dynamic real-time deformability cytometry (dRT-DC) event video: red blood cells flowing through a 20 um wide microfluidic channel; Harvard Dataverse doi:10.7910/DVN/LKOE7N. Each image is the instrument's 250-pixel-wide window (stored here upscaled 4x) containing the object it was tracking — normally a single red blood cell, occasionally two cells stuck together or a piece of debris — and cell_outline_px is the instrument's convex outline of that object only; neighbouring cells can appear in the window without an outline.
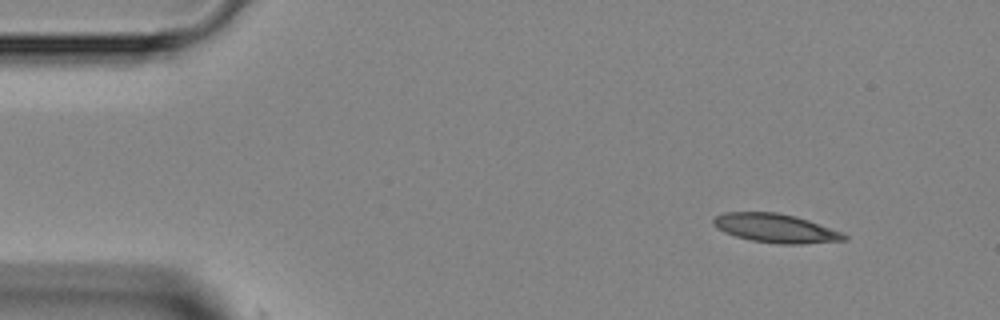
{"species": "Egyptian fruit bat (a non-hibernating species)", "species_latin": "Rousettus aegyptiacus", "temperature_condition": "room temperature", "stored_images_in_passage": 4, "camera_frame_rate_fps": 3000, "um_per_image_px": 0.085, "animal": {"sex": "female"}, "frame": {"image": 1, "passage_image": 1, "time_ms": 0.0, "image_size_px": [1000, 320], "cell_outline_px": [[848, 240], [800, 244], [776, 244], [752, 240], [736, 236], [724, 232], [716, 228], [712, 224], [712, 220], [716, 216], [724, 212], [776, 212], [796, 216], [844, 232], [848, 236]], "centroid_in_image_um": [65.95, 19.4], "position_along_channel_um": 19.1, "area_um2": 22.14}}
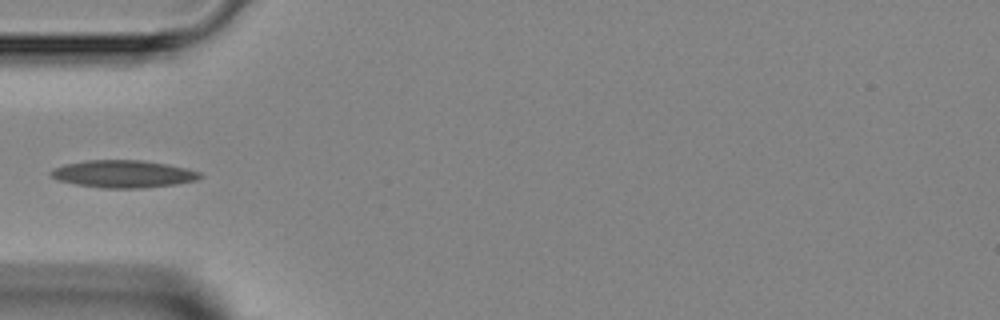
{"frame": {"image": 2, "passage_image": 4, "time_ms": 3.333, "image_size_px": [1000, 320], "cell_outline_px": [[204, 176], [196, 180], [176, 184], [140, 188], [100, 188], [76, 184], [56, 180], [48, 172], [52, 168], [64, 164], [88, 160], [144, 160], [184, 168], [200, 172]], "centroid_in_image_um": [10.43, 14.78], "position_along_channel_um": 74.6, "area_um2": 23.81}}